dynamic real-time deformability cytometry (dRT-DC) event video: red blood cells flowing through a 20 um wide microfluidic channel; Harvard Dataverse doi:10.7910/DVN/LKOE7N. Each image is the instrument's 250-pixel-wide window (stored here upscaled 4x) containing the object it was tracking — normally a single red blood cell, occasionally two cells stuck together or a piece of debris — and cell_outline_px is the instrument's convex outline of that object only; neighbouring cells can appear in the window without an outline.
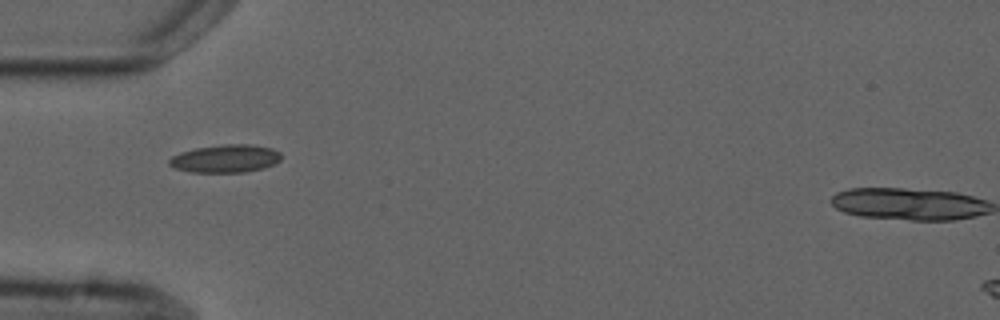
{"species": "common noctule bat (a hibernating species)", "species_latin": "Nyctalus noctula", "temperature_condition": "cold", "stored_images_in_passage": 8, "camera_frame_rate_fps": 3000, "um_per_image_px": 0.085, "animal": {"sex": "male", "forearm_length_mm": 52.5}, "frame": {"image": 1, "passage_image": 4, "time_ms": 5.333, "image_size_px": [1000, 320], "cell_outline_px": [[280, 160], [264, 168], [244, 172], [188, 172], [176, 168], [168, 164], [168, 160], [172, 156], [180, 152], [196, 148], [224, 144], [252, 144], [272, 148], [280, 152]], "centroid_in_image_um": [19.15, 13.47], "position_along_channel_um": 65.9, "area_um2": 18.21}}
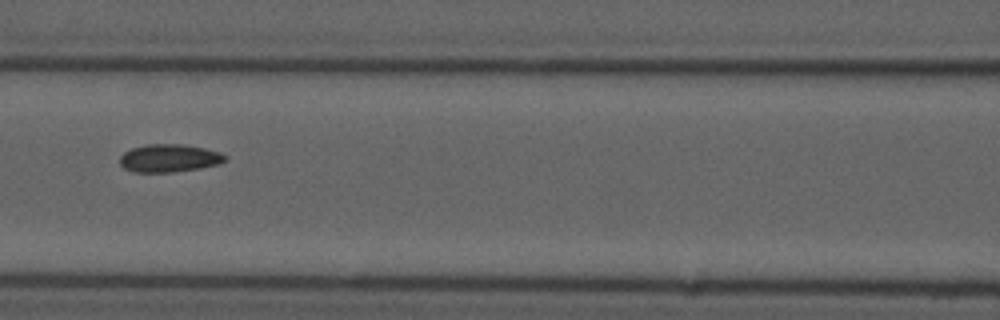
{"frame": {"image": 2, "passage_image": 6, "time_ms": 7.667, "image_size_px": [1000, 320], "cell_outline_px": [[228, 160], [220, 164], [200, 168], [172, 172], [132, 172], [124, 168], [120, 164], [120, 156], [124, 152], [132, 148], [148, 144], [184, 144], [204, 148], [220, 152], [228, 156]], "centroid_in_image_um": [14.41, 13.44], "position_along_channel_um": 152.2, "area_um2": 17.28}}
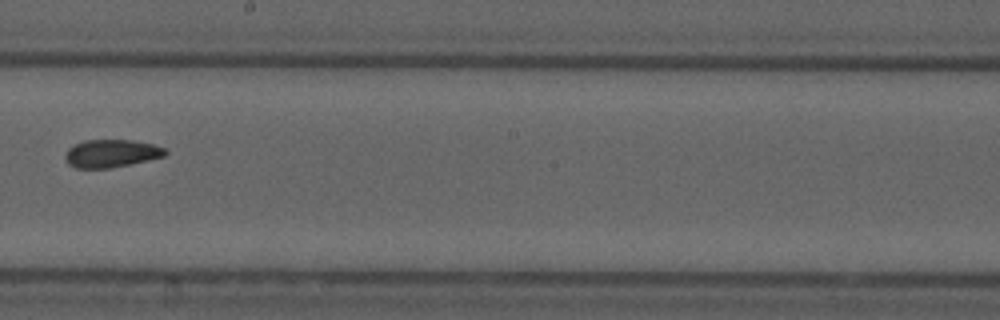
{"frame": {"image": 3, "passage_image": 8, "time_ms": 10.0, "image_size_px": [1000, 320], "cell_outline_px": [[168, 152], [164, 156], [148, 160], [108, 168], [76, 168], [68, 164], [64, 156], [68, 148], [84, 140], [132, 140], [152, 144], [164, 148]], "centroid_in_image_um": [9.44, 13.04], "position_along_channel_um": 238.8, "area_um2": 16.07}}